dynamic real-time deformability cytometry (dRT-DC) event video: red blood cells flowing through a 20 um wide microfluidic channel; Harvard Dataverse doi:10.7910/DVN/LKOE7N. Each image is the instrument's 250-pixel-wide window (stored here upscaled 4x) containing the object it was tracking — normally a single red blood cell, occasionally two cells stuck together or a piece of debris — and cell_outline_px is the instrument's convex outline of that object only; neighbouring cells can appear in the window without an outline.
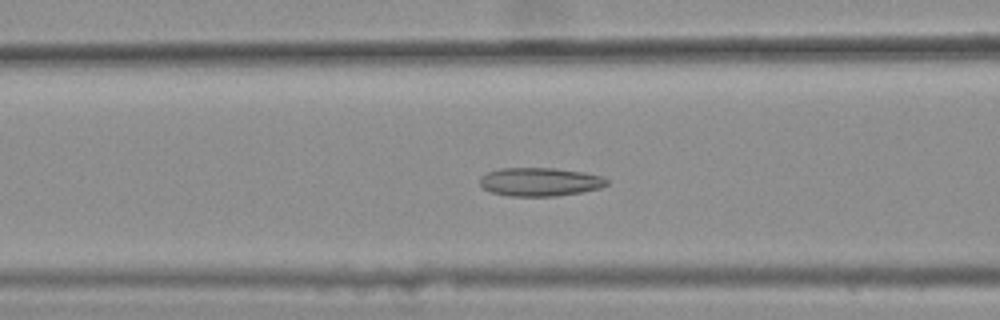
{"species": "common noctule bat (a hibernating species)", "species_latin": "Nyctalus noctula", "temperature_condition": "warm", "stored_images_in_passage": 47, "camera_frame_rate_fps": 3000, "um_per_image_px": 0.085, "animal": {"sex": "female", "body_mass_g": 25.1}, "frame": {"image": 1, "passage_image": 23, "time_ms": 7.333, "image_size_px": [1000, 320], "cell_outline_px": [[608, 184], [600, 188], [580, 192], [556, 196], [508, 196], [492, 192], [484, 188], [480, 184], [480, 176], [488, 172], [500, 168], [556, 168], [584, 172], [600, 176], [608, 180]], "centroid_in_image_um": [45.88, 15.45], "position_along_channel_um": 120.7, "area_um2": 21.04}}
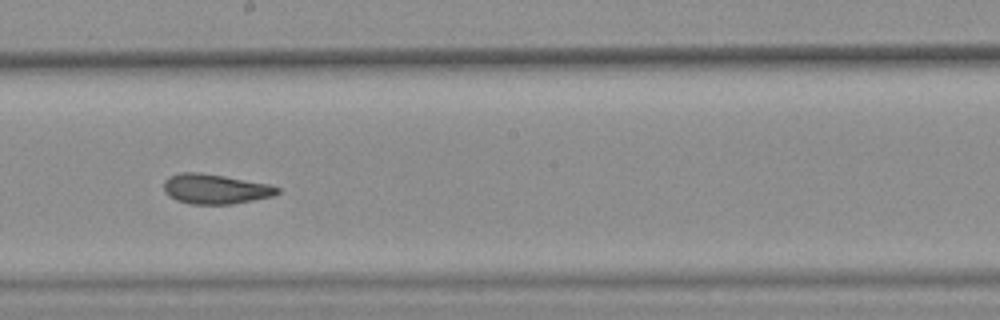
{"frame": {"image": 2, "passage_image": 32, "time_ms": 10.333, "image_size_px": [1000, 320], "cell_outline_px": [[280, 192], [272, 196], [232, 204], [188, 204], [176, 200], [168, 196], [164, 192], [164, 180], [168, 176], [180, 172], [200, 172], [224, 176], [268, 184], [280, 188]], "centroid_in_image_um": [18.24, 16.06], "position_along_channel_um": 230.0, "area_um2": 19.83}}
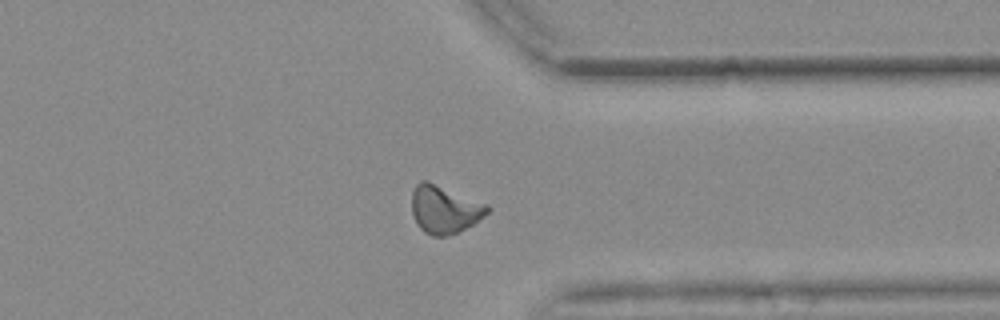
{"frame": {"image": 3, "passage_image": 44, "time_ms": 14.333, "image_size_px": [1000, 320], "cell_outline_px": [[492, 208], [484, 216], [472, 224], [448, 236], [432, 236], [424, 232], [416, 224], [412, 212], [412, 192], [416, 184], [420, 180], [428, 180], [488, 204]], "centroid_in_image_um": [37.77, 17.78], "position_along_channel_um": 373.6, "area_um2": 21.21}, "authors_computed_cell_mechanics": {"area_um2": 21.0392, "velocity_mm_per_s": 3.646, "shape_relaxation_time_tau1_ms": null, "shape_relaxation_time_tau2_ms": 2.1609, "deformation_change_tau1": null, "deformation_change_tau2": 0.0774}}